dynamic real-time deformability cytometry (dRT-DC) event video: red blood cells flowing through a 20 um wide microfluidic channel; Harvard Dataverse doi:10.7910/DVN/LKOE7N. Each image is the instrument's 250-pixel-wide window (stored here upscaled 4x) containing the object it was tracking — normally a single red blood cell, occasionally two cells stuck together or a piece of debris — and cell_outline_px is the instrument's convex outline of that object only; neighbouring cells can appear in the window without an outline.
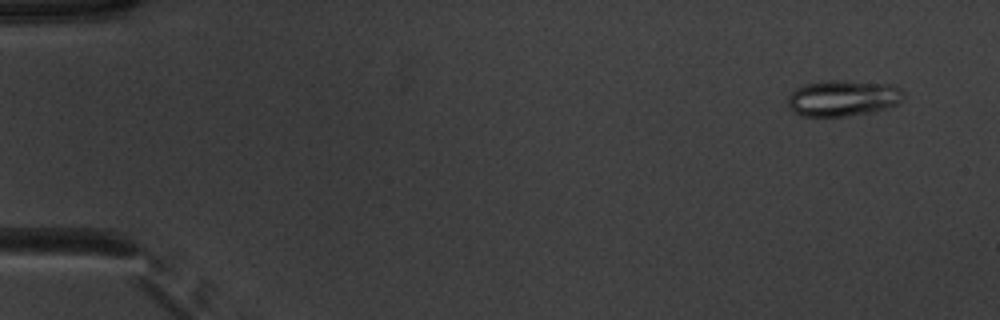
{"species": "common noctule bat (a hibernating species)", "species_latin": "Nyctalus noctula", "temperature_condition": "warm", "stored_images_in_passage": 52, "camera_frame_rate_fps": 3000, "um_per_image_px": 0.085, "animal": {"sex": "male", "body_mass_g": 20.1, "forearm_length_mm": 53.5}, "frame": {"image": 1, "passage_image": 4, "time_ms": 1.0, "image_size_px": [1000, 320], "cell_outline_px": [[904, 96], [896, 104], [872, 112], [848, 116], [800, 116], [788, 104], [788, 96], [796, 88], [808, 84], [832, 80], [840, 80], [892, 84], [900, 88], [904, 92]], "centroid_in_image_um": [71.67, 8.34], "position_along_channel_um": 13.3, "area_um2": 24.04}}
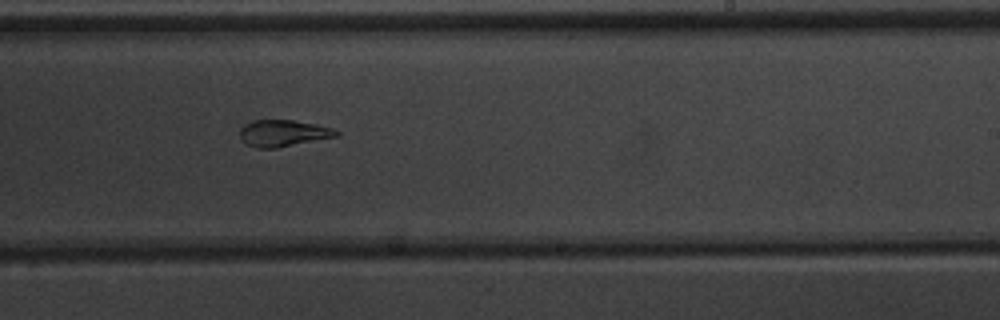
{"frame": {"image": 2, "passage_image": 33, "time_ms": 10.667, "image_size_px": [1000, 320], "cell_outline_px": [[340, 136], [276, 148], [256, 148], [240, 140], [240, 128], [244, 124], [252, 120], [292, 120], [316, 124], [332, 128], [340, 132]], "centroid_in_image_um": [24.07, 11.32], "position_along_channel_um": 264.9, "area_um2": 15.09}}
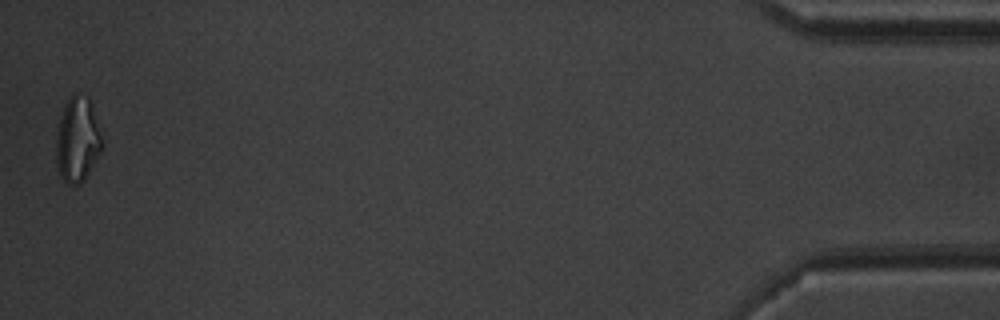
{"frame": {"image": 3, "passage_image": 52, "time_ms": 17.0, "image_size_px": [1000, 320], "cell_outline_px": [[104, 144], [100, 152], [84, 180], [80, 184], [64, 184], [56, 168], [56, 140], [60, 120], [64, 104], [76, 92], [88, 96], [104, 140]], "centroid_in_image_um": [6.59, 11.9], "position_along_channel_um": 428.6, "area_um2": 22.89}, "authors_computed_cell_mechanics": {"area_um2": 18.2359, "velocity_mm_per_s": 3.9333, "shape_relaxation_time_tau1_ms": null, "shape_relaxation_time_tau2_ms": 1.3566, "deformation_change_tau1": null, "deformation_change_tau2": 0.0845}}